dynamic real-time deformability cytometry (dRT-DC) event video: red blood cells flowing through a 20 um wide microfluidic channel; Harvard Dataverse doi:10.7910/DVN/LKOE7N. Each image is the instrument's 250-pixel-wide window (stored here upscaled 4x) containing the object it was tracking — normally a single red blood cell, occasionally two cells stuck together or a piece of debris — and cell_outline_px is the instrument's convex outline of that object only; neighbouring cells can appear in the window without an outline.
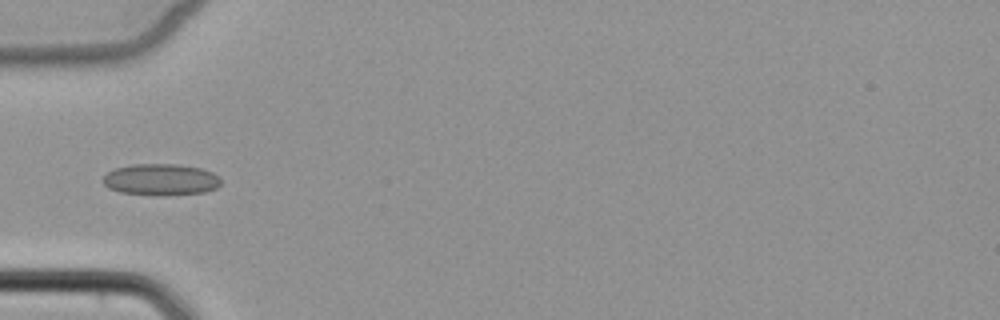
{"species": "common noctule bat (a hibernating species)", "species_latin": "Nyctalus noctula", "temperature_condition": "cold", "stored_images_in_passage": 3, "camera_frame_rate_fps": 3000, "um_per_image_px": 0.085, "animal": {"sex": "female", "body_mass_g": 22.7, "forearm_length_mm": 54.2}, "frame": {"image": 1, "passage_image": 2, "time_ms": 2.333, "image_size_px": [1000, 320], "cell_outline_px": [[220, 184], [216, 188], [204, 192], [168, 196], [164, 196], [120, 192], [108, 188], [104, 184], [104, 176], [108, 172], [116, 168], [132, 164], [180, 164], [200, 168], [212, 172], [220, 176]], "centroid_in_image_um": [13.7, 15.27], "position_along_channel_um": 71.3, "area_um2": 21.79}}
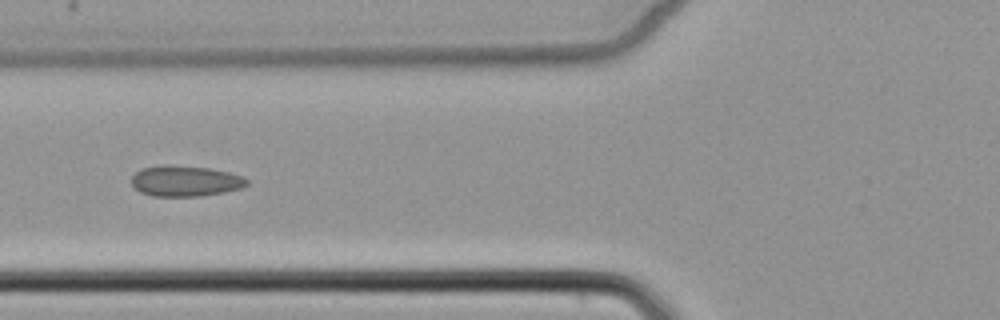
{"frame": {"image": 2, "passage_image": 3, "time_ms": 3.333, "image_size_px": [1000, 320], "cell_outline_px": [[248, 184], [240, 188], [224, 192], [200, 196], [152, 196], [140, 192], [132, 184], [132, 176], [140, 168], [164, 164], [208, 168], [228, 172], [244, 176], [248, 180]], "centroid_in_image_um": [15.74, 15.38], "position_along_channel_um": 110.1, "area_um2": 20.69}}